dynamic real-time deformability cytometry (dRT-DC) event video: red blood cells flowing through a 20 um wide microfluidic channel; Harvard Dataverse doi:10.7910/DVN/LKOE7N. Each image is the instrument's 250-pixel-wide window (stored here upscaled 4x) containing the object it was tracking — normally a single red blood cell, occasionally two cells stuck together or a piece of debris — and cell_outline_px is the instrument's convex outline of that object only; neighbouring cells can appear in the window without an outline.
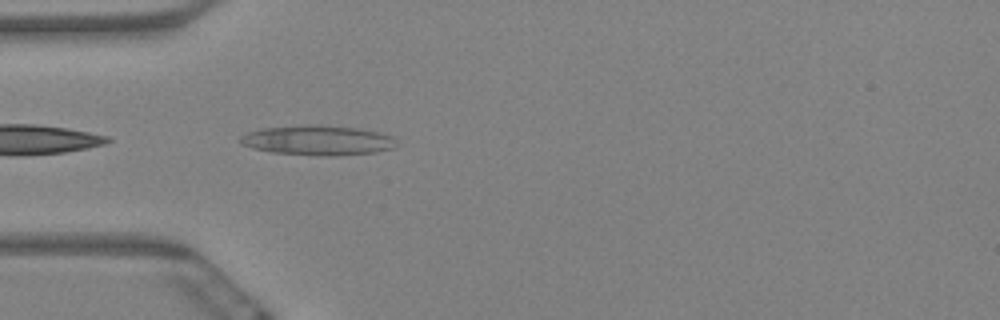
{"species": "Egyptian fruit bat (a non-hibernating species)", "species_latin": "Rousettus aegyptiacus", "temperature_condition": "warm", "stored_images_in_passage": 5, "camera_frame_rate_fps": 3000, "um_per_image_px": 0.085, "animal": {"sex": "female"}, "frame": {"image": 1, "passage_image": 5, "time_ms": 1.333, "image_size_px": [1000, 320], "cell_outline_px": [[396, 148], [376, 152], [336, 156], [316, 156], [272, 152], [252, 148], [240, 144], [240, 136], [248, 132], [264, 128], [308, 124], [360, 128], [380, 132], [392, 136]], "centroid_in_image_um": [27.01, 11.93], "position_along_channel_um": 58.0, "area_um2": 27.34}}